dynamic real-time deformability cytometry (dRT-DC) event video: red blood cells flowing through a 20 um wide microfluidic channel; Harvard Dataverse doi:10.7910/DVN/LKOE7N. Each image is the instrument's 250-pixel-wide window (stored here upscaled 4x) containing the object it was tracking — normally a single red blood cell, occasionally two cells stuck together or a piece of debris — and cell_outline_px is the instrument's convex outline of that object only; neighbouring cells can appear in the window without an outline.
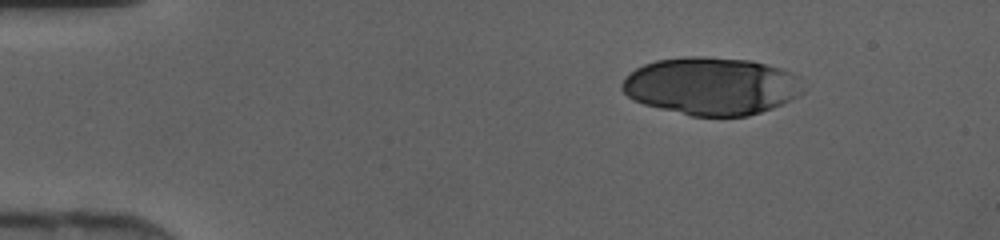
{"species": "human", "species_latin": "Homo sapiens", "temperature_condition": "cold", "stored_images_in_passage": 11, "segment_of_instrument_passage": [2, 2], "camera_frame_rate_fps": 3000, "um_per_image_px": 0.085, "donor": {"sex": "female"}, "frame": {"image": 1, "passage_image": 11, "time_ms": 3.333, "image_size_px": [1000, 240], "cell_outline_px": [[804, 92], [800, 96], [772, 108], [748, 116], [692, 116], [644, 104], [632, 100], [620, 88], [620, 84], [636, 68], [644, 64], [656, 60], [684, 56], [704, 56], [752, 60], [780, 68], [796, 76]], "centroid_in_image_um": [60.45, 7.31], "position_along_channel_um": 24.5, "area_um2": 60.81}}